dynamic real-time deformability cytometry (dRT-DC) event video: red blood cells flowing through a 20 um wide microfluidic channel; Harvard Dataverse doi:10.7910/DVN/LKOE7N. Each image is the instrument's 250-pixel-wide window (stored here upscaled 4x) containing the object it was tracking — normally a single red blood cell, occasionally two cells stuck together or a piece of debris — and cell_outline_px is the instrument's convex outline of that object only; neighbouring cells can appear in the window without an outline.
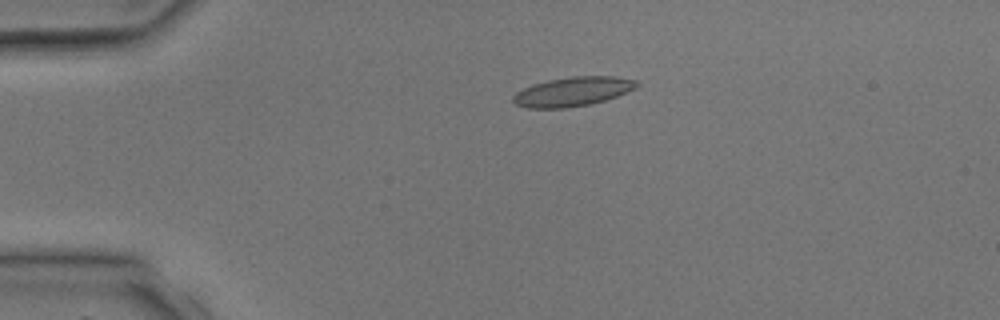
{"species": "common noctule bat (a hibernating species)", "species_latin": "Nyctalus noctula", "temperature_condition": "room temperature", "stored_images_in_passage": 3, "camera_frame_rate_fps": 3000, "um_per_image_px": 0.085, "animal": {"sex": "male", "body_mass_g": 17.9, "forearm_length_mm": 54.2}, "frame": {"image": 1, "passage_image": 2, "time_ms": 1.333, "image_size_px": [1000, 320], "cell_outline_px": [[640, 84], [636, 88], [616, 96], [604, 100], [588, 104], [564, 108], [528, 108], [516, 104], [512, 100], [512, 96], [516, 92], [532, 84], [548, 80], [572, 76], [616, 76], [636, 80]], "centroid_in_image_um": [48.68, 7.77], "position_along_channel_um": 36.3, "area_um2": 20.98}}